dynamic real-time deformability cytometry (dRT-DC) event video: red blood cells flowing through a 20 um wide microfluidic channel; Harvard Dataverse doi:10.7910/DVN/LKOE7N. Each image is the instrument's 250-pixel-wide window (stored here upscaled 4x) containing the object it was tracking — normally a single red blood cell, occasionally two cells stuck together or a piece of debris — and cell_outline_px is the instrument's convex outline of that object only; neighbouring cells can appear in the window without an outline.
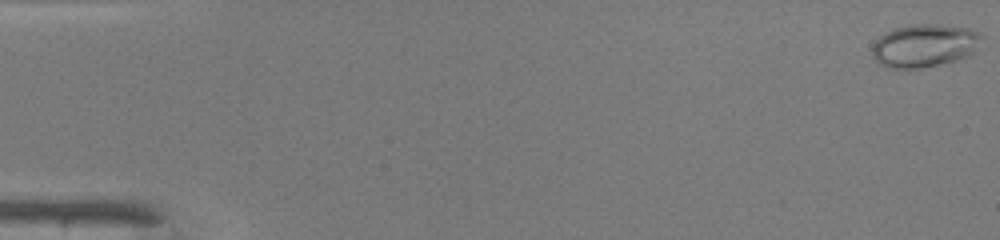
{"species": "common noctule bat (a hibernating species)", "species_latin": "Nyctalus noctula", "temperature_condition": "warm", "stored_images_in_passage": 13, "camera_frame_rate_fps": 3000, "um_per_image_px": 0.085, "animal": {"sex": "male", "body_mass_g": 19.0, "forearm_length_mm": 50.8}, "frame": {"image": 1, "passage_image": 1, "time_ms": 0.0, "image_size_px": [1000, 240], "cell_outline_px": [[984, 36], [976, 52], [968, 56], [956, 60], [920, 68], [888, 68], [880, 64], [872, 56], [872, 44], [880, 36], [896, 28], [912, 24], [940, 24], [968, 28], [980, 32]], "centroid_in_image_um": [78.62, 3.87], "position_along_channel_um": 6.4, "area_um2": 27.63}}